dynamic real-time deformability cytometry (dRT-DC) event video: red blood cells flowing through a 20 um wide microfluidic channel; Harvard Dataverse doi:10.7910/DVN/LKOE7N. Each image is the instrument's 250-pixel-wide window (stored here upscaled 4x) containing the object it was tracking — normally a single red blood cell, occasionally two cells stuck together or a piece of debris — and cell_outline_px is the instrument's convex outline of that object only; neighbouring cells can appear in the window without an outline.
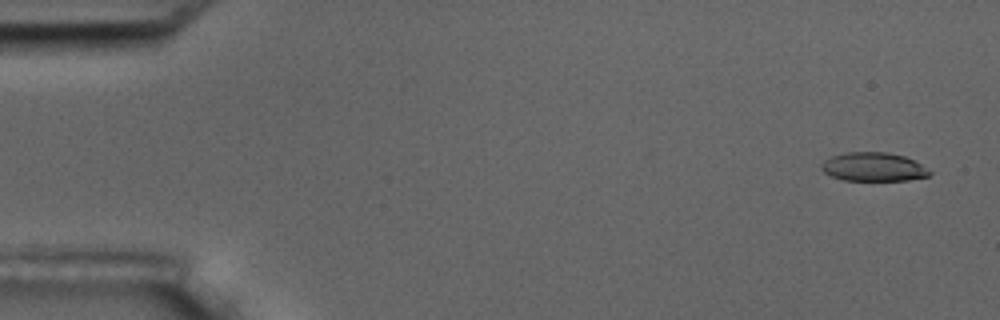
{"species": "common noctule bat (a hibernating species)", "species_latin": "Nyctalus noctula", "temperature_condition": "room temperature", "stored_images_in_passage": 5, "camera_frame_rate_fps": 3000, "um_per_image_px": 0.085, "animal": {"sex": "male", "body_mass_g": 17.5, "forearm_length_mm": 52.3}, "frame": {"image": 1, "passage_image": 1, "time_ms": 0.0, "image_size_px": [1000, 320], "cell_outline_px": [[932, 172], [928, 176], [908, 180], [844, 180], [832, 176], [824, 172], [820, 168], [820, 164], [824, 160], [832, 156], [848, 152], [888, 152], [904, 156], [920, 164]], "centroid_in_image_um": [74.22, 14.18], "position_along_channel_um": 10.8, "area_um2": 17.98}}